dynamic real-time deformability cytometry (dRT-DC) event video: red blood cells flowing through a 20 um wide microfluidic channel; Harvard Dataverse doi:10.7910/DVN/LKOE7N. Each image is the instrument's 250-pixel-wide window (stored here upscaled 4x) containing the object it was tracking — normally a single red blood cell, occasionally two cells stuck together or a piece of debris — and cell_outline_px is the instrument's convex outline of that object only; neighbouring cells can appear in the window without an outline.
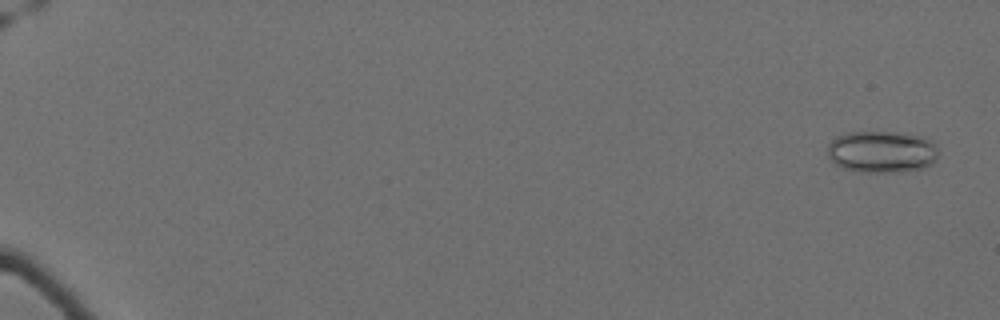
{"species": "Egyptian fruit bat (a non-hibernating species)", "species_latin": "Rousettus aegyptiacus", "temperature_condition": "cold", "stored_images_in_passage": 61, "camera_frame_rate_fps": 3000, "um_per_image_px": 0.085, "animal": {"sex": "female"}, "frame": {"image": 1, "passage_image": 3, "time_ms": 0.667, "image_size_px": [1000, 320], "cell_outline_px": [[936, 160], [932, 164], [924, 168], [896, 172], [860, 172], [844, 168], [836, 164], [828, 156], [828, 144], [836, 136], [844, 132], [896, 132], [920, 136], [932, 140], [936, 144]], "centroid_in_image_um": [74.95, 12.89], "position_along_channel_um": 10.1, "area_um2": 27.17}}
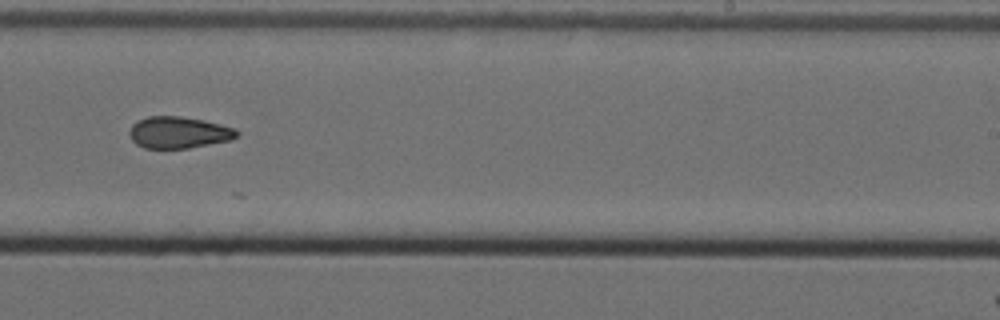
{"frame": {"image": 2, "passage_image": 42, "time_ms": 13.667, "image_size_px": [1000, 320], "cell_outline_px": [[240, 136], [232, 140], [188, 148], [144, 148], [136, 144], [132, 140], [128, 132], [132, 124], [136, 120], [148, 116], [180, 116], [204, 120], [236, 128], [240, 132]], "centroid_in_image_um": [15.21, 11.25], "position_along_channel_um": 273.8, "area_um2": 20.11}}
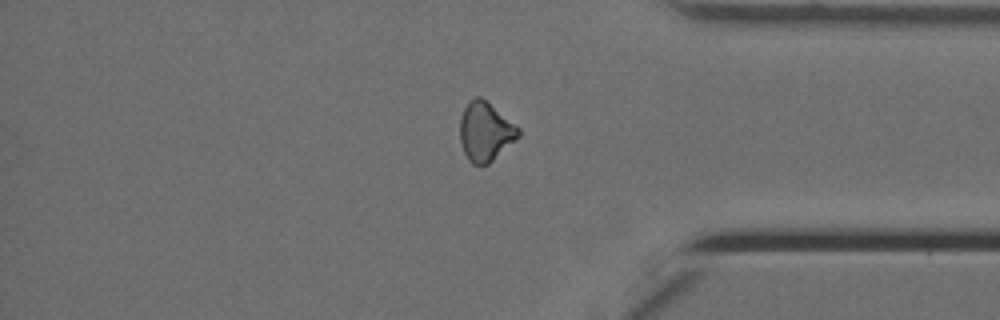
{"frame": {"image": 3, "passage_image": 53, "time_ms": 17.333, "image_size_px": [1000, 320], "cell_outline_px": [[520, 136], [516, 140], [488, 164], [472, 164], [468, 160], [460, 144], [460, 116], [464, 108], [476, 96], [480, 96], [520, 128]], "centroid_in_image_um": [41.25, 11.2], "position_along_channel_um": 394.0, "area_um2": 19.94}, "authors_computed_cell_mechanics": {"area_um2": 20.5768, "velocity_mm_per_s": 3.5132, "shape_relaxation_time_tau1_ms": null, "shape_relaxation_time_tau2_ms": 5.2703, "deformation_change_tau1": null, "deformation_change_tau2": 0.1144}}